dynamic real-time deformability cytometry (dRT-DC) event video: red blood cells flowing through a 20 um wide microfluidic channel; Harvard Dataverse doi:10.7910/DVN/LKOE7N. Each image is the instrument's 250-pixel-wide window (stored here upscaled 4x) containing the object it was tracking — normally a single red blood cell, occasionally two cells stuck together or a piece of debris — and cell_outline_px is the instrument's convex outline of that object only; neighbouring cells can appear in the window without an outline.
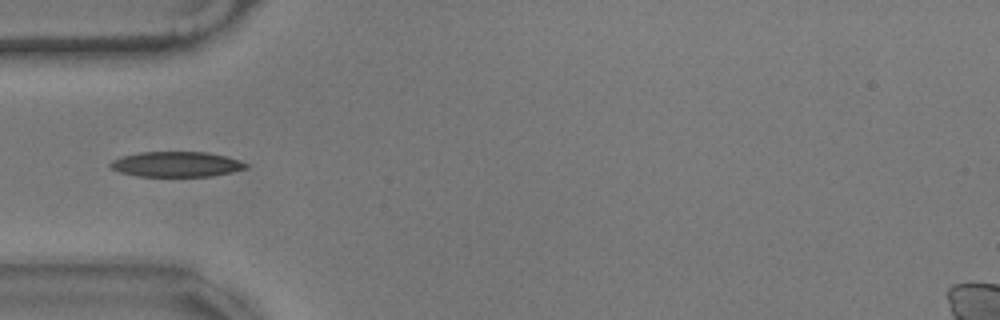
{"species": "common noctule bat (a hibernating species)", "species_latin": "Nyctalus noctula", "temperature_condition": "warm", "stored_images_in_passage": 40, "camera_frame_rate_fps": 3000, "um_per_image_px": 0.085, "animal": {"sex": "male", "body_mass_g": 17.9}, "frame": {"image": 1, "passage_image": 1, "time_ms": 0.0, "image_size_px": [1000, 320], "cell_outline_px": [[248, 168], [232, 172], [212, 176], [140, 176], [120, 172], [112, 168], [108, 164], [112, 160], [120, 156], [140, 152], [204, 152], [224, 156], [248, 164]], "centroid_in_image_um": [14.96, 13.96], "position_along_channel_um": 70.0, "area_um2": 19.77}}
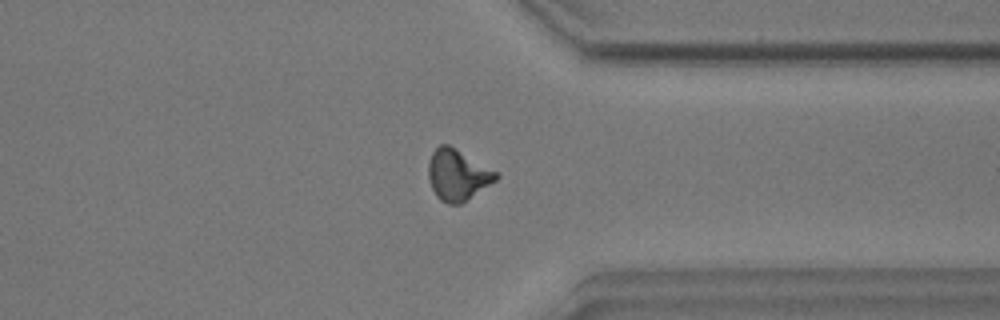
{"frame": {"image": 2, "passage_image": 27, "time_ms": 8.667, "image_size_px": [1000, 320], "cell_outline_px": [[500, 176], [496, 180], [460, 204], [448, 204], [440, 200], [436, 196], [432, 188], [428, 176], [428, 164], [432, 152], [440, 144], [448, 144], [456, 148], [496, 172]], "centroid_in_image_um": [38.86, 14.86], "position_along_channel_um": 372.5, "area_um2": 19.83}}
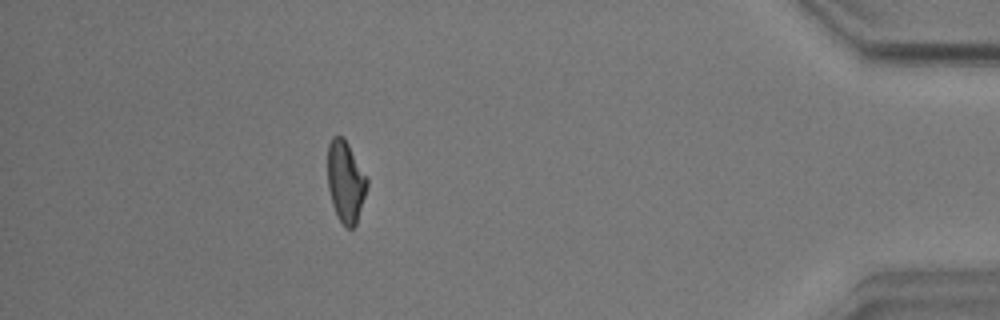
{"frame": {"image": 3, "passage_image": 34, "time_ms": 11.0, "image_size_px": [1000, 320], "cell_outline_px": [[368, 184], [356, 224], [352, 228], [348, 228], [336, 216], [332, 204], [328, 188], [328, 144], [332, 136], [344, 136], [368, 180]], "centroid_in_image_um": [29.36, 15.42], "position_along_channel_um": 405.8, "area_um2": 18.55}}